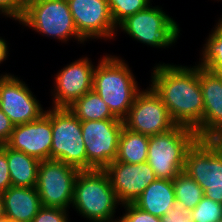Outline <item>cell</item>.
<instances>
[{"mask_svg":"<svg viewBox=\"0 0 222 222\" xmlns=\"http://www.w3.org/2000/svg\"><path fill=\"white\" fill-rule=\"evenodd\" d=\"M197 139L196 131L183 125L149 136L147 163L156 177L173 180L181 173L186 153Z\"/></svg>","mask_w":222,"mask_h":222,"instance_id":"obj_4","label":"cell"},{"mask_svg":"<svg viewBox=\"0 0 222 222\" xmlns=\"http://www.w3.org/2000/svg\"><path fill=\"white\" fill-rule=\"evenodd\" d=\"M3 216H5V208H4L2 193H0V218H2Z\"/></svg>","mask_w":222,"mask_h":222,"instance_id":"obj_35","label":"cell"},{"mask_svg":"<svg viewBox=\"0 0 222 222\" xmlns=\"http://www.w3.org/2000/svg\"><path fill=\"white\" fill-rule=\"evenodd\" d=\"M190 215L194 222H218L222 218V203L204 196Z\"/></svg>","mask_w":222,"mask_h":222,"instance_id":"obj_26","label":"cell"},{"mask_svg":"<svg viewBox=\"0 0 222 222\" xmlns=\"http://www.w3.org/2000/svg\"><path fill=\"white\" fill-rule=\"evenodd\" d=\"M125 213L119 218L122 222H161V218L143 211L134 203L122 204Z\"/></svg>","mask_w":222,"mask_h":222,"instance_id":"obj_27","label":"cell"},{"mask_svg":"<svg viewBox=\"0 0 222 222\" xmlns=\"http://www.w3.org/2000/svg\"><path fill=\"white\" fill-rule=\"evenodd\" d=\"M78 33L86 40L117 36L107 0H67Z\"/></svg>","mask_w":222,"mask_h":222,"instance_id":"obj_12","label":"cell"},{"mask_svg":"<svg viewBox=\"0 0 222 222\" xmlns=\"http://www.w3.org/2000/svg\"><path fill=\"white\" fill-rule=\"evenodd\" d=\"M12 186L6 152L0 147V193Z\"/></svg>","mask_w":222,"mask_h":222,"instance_id":"obj_30","label":"cell"},{"mask_svg":"<svg viewBox=\"0 0 222 222\" xmlns=\"http://www.w3.org/2000/svg\"><path fill=\"white\" fill-rule=\"evenodd\" d=\"M26 0H0V14L20 21L25 13Z\"/></svg>","mask_w":222,"mask_h":222,"instance_id":"obj_28","label":"cell"},{"mask_svg":"<svg viewBox=\"0 0 222 222\" xmlns=\"http://www.w3.org/2000/svg\"><path fill=\"white\" fill-rule=\"evenodd\" d=\"M204 196L216 202L222 203V182L212 183L209 185V188L204 191Z\"/></svg>","mask_w":222,"mask_h":222,"instance_id":"obj_33","label":"cell"},{"mask_svg":"<svg viewBox=\"0 0 222 222\" xmlns=\"http://www.w3.org/2000/svg\"><path fill=\"white\" fill-rule=\"evenodd\" d=\"M149 136L129 130L125 126L119 137L116 161L140 164L147 161Z\"/></svg>","mask_w":222,"mask_h":222,"instance_id":"obj_21","label":"cell"},{"mask_svg":"<svg viewBox=\"0 0 222 222\" xmlns=\"http://www.w3.org/2000/svg\"><path fill=\"white\" fill-rule=\"evenodd\" d=\"M0 222H10V219L7 216L0 218Z\"/></svg>","mask_w":222,"mask_h":222,"instance_id":"obj_36","label":"cell"},{"mask_svg":"<svg viewBox=\"0 0 222 222\" xmlns=\"http://www.w3.org/2000/svg\"><path fill=\"white\" fill-rule=\"evenodd\" d=\"M5 216L13 221L32 222L42 208L35 187L10 186L3 194Z\"/></svg>","mask_w":222,"mask_h":222,"instance_id":"obj_18","label":"cell"},{"mask_svg":"<svg viewBox=\"0 0 222 222\" xmlns=\"http://www.w3.org/2000/svg\"><path fill=\"white\" fill-rule=\"evenodd\" d=\"M6 152L12 186L36 187L40 160L21 151H16L6 144L0 145Z\"/></svg>","mask_w":222,"mask_h":222,"instance_id":"obj_20","label":"cell"},{"mask_svg":"<svg viewBox=\"0 0 222 222\" xmlns=\"http://www.w3.org/2000/svg\"><path fill=\"white\" fill-rule=\"evenodd\" d=\"M19 23L42 36L67 42L71 38L84 43L78 33L67 0H26V9Z\"/></svg>","mask_w":222,"mask_h":222,"instance_id":"obj_5","label":"cell"},{"mask_svg":"<svg viewBox=\"0 0 222 222\" xmlns=\"http://www.w3.org/2000/svg\"><path fill=\"white\" fill-rule=\"evenodd\" d=\"M203 95V139L216 140L222 134V74L199 66Z\"/></svg>","mask_w":222,"mask_h":222,"instance_id":"obj_17","label":"cell"},{"mask_svg":"<svg viewBox=\"0 0 222 222\" xmlns=\"http://www.w3.org/2000/svg\"><path fill=\"white\" fill-rule=\"evenodd\" d=\"M124 126L131 131L148 136L167 132L177 124L168 109L152 87L141 90L132 104Z\"/></svg>","mask_w":222,"mask_h":222,"instance_id":"obj_10","label":"cell"},{"mask_svg":"<svg viewBox=\"0 0 222 222\" xmlns=\"http://www.w3.org/2000/svg\"><path fill=\"white\" fill-rule=\"evenodd\" d=\"M67 209L42 207L32 222H69Z\"/></svg>","mask_w":222,"mask_h":222,"instance_id":"obj_29","label":"cell"},{"mask_svg":"<svg viewBox=\"0 0 222 222\" xmlns=\"http://www.w3.org/2000/svg\"><path fill=\"white\" fill-rule=\"evenodd\" d=\"M108 222H122L120 219L113 220V221H108Z\"/></svg>","mask_w":222,"mask_h":222,"instance_id":"obj_39","label":"cell"},{"mask_svg":"<svg viewBox=\"0 0 222 222\" xmlns=\"http://www.w3.org/2000/svg\"><path fill=\"white\" fill-rule=\"evenodd\" d=\"M113 22L118 26L128 16L146 9L151 0H107Z\"/></svg>","mask_w":222,"mask_h":222,"instance_id":"obj_25","label":"cell"},{"mask_svg":"<svg viewBox=\"0 0 222 222\" xmlns=\"http://www.w3.org/2000/svg\"><path fill=\"white\" fill-rule=\"evenodd\" d=\"M68 109L81 121L119 119L93 89L78 98Z\"/></svg>","mask_w":222,"mask_h":222,"instance_id":"obj_22","label":"cell"},{"mask_svg":"<svg viewBox=\"0 0 222 222\" xmlns=\"http://www.w3.org/2000/svg\"><path fill=\"white\" fill-rule=\"evenodd\" d=\"M4 38L0 37V64L8 57V43Z\"/></svg>","mask_w":222,"mask_h":222,"instance_id":"obj_34","label":"cell"},{"mask_svg":"<svg viewBox=\"0 0 222 222\" xmlns=\"http://www.w3.org/2000/svg\"><path fill=\"white\" fill-rule=\"evenodd\" d=\"M183 172L203 191L222 182V145L214 139H197L186 153Z\"/></svg>","mask_w":222,"mask_h":222,"instance_id":"obj_13","label":"cell"},{"mask_svg":"<svg viewBox=\"0 0 222 222\" xmlns=\"http://www.w3.org/2000/svg\"><path fill=\"white\" fill-rule=\"evenodd\" d=\"M151 73L154 91L165 104L172 120L196 131L203 139L204 102L200 88L199 66L157 64Z\"/></svg>","mask_w":222,"mask_h":222,"instance_id":"obj_1","label":"cell"},{"mask_svg":"<svg viewBox=\"0 0 222 222\" xmlns=\"http://www.w3.org/2000/svg\"><path fill=\"white\" fill-rule=\"evenodd\" d=\"M14 126L10 118L0 109V145L8 142Z\"/></svg>","mask_w":222,"mask_h":222,"instance_id":"obj_32","label":"cell"},{"mask_svg":"<svg viewBox=\"0 0 222 222\" xmlns=\"http://www.w3.org/2000/svg\"><path fill=\"white\" fill-rule=\"evenodd\" d=\"M118 201L108 176L103 170L80 171L74 183L72 207L91 222L116 220Z\"/></svg>","mask_w":222,"mask_h":222,"instance_id":"obj_3","label":"cell"},{"mask_svg":"<svg viewBox=\"0 0 222 222\" xmlns=\"http://www.w3.org/2000/svg\"><path fill=\"white\" fill-rule=\"evenodd\" d=\"M80 170L57 160L41 161L38 167L36 190L42 207L69 209L74 183Z\"/></svg>","mask_w":222,"mask_h":222,"instance_id":"obj_9","label":"cell"},{"mask_svg":"<svg viewBox=\"0 0 222 222\" xmlns=\"http://www.w3.org/2000/svg\"><path fill=\"white\" fill-rule=\"evenodd\" d=\"M216 140L222 145V134Z\"/></svg>","mask_w":222,"mask_h":222,"instance_id":"obj_38","label":"cell"},{"mask_svg":"<svg viewBox=\"0 0 222 222\" xmlns=\"http://www.w3.org/2000/svg\"><path fill=\"white\" fill-rule=\"evenodd\" d=\"M186 221H192L190 212L182 209L178 204H175L164 216L161 217V222Z\"/></svg>","mask_w":222,"mask_h":222,"instance_id":"obj_31","label":"cell"},{"mask_svg":"<svg viewBox=\"0 0 222 222\" xmlns=\"http://www.w3.org/2000/svg\"><path fill=\"white\" fill-rule=\"evenodd\" d=\"M92 89L121 120L127 117L141 91L125 60L114 55H105L99 60L94 70Z\"/></svg>","mask_w":222,"mask_h":222,"instance_id":"obj_2","label":"cell"},{"mask_svg":"<svg viewBox=\"0 0 222 222\" xmlns=\"http://www.w3.org/2000/svg\"><path fill=\"white\" fill-rule=\"evenodd\" d=\"M133 203L143 211L161 218L176 204L173 180L157 178Z\"/></svg>","mask_w":222,"mask_h":222,"instance_id":"obj_19","label":"cell"},{"mask_svg":"<svg viewBox=\"0 0 222 222\" xmlns=\"http://www.w3.org/2000/svg\"><path fill=\"white\" fill-rule=\"evenodd\" d=\"M52 146L50 160L64 162L87 170L86 147L82 138L81 120L68 108L51 109Z\"/></svg>","mask_w":222,"mask_h":222,"instance_id":"obj_6","label":"cell"},{"mask_svg":"<svg viewBox=\"0 0 222 222\" xmlns=\"http://www.w3.org/2000/svg\"><path fill=\"white\" fill-rule=\"evenodd\" d=\"M117 28L140 43L164 49L173 46L180 33L179 25L162 10V7L151 5L128 16Z\"/></svg>","mask_w":222,"mask_h":222,"instance_id":"obj_7","label":"cell"},{"mask_svg":"<svg viewBox=\"0 0 222 222\" xmlns=\"http://www.w3.org/2000/svg\"><path fill=\"white\" fill-rule=\"evenodd\" d=\"M173 186L176 204L189 212L204 197V191L199 184L183 171L173 179Z\"/></svg>","mask_w":222,"mask_h":222,"instance_id":"obj_23","label":"cell"},{"mask_svg":"<svg viewBox=\"0 0 222 222\" xmlns=\"http://www.w3.org/2000/svg\"><path fill=\"white\" fill-rule=\"evenodd\" d=\"M123 126L121 119L81 121L87 170H103L116 160Z\"/></svg>","mask_w":222,"mask_h":222,"instance_id":"obj_8","label":"cell"},{"mask_svg":"<svg viewBox=\"0 0 222 222\" xmlns=\"http://www.w3.org/2000/svg\"><path fill=\"white\" fill-rule=\"evenodd\" d=\"M0 109L14 125L33 122L45 110L24 81L12 74H0Z\"/></svg>","mask_w":222,"mask_h":222,"instance_id":"obj_11","label":"cell"},{"mask_svg":"<svg viewBox=\"0 0 222 222\" xmlns=\"http://www.w3.org/2000/svg\"><path fill=\"white\" fill-rule=\"evenodd\" d=\"M6 145L40 161L50 160L52 146L51 108L45 110V113L33 122L15 125Z\"/></svg>","mask_w":222,"mask_h":222,"instance_id":"obj_16","label":"cell"},{"mask_svg":"<svg viewBox=\"0 0 222 222\" xmlns=\"http://www.w3.org/2000/svg\"><path fill=\"white\" fill-rule=\"evenodd\" d=\"M103 171L108 176L121 205L133 203L144 189L157 179L147 161L140 164H126L115 160Z\"/></svg>","mask_w":222,"mask_h":222,"instance_id":"obj_15","label":"cell"},{"mask_svg":"<svg viewBox=\"0 0 222 222\" xmlns=\"http://www.w3.org/2000/svg\"><path fill=\"white\" fill-rule=\"evenodd\" d=\"M198 66L211 72L222 74V30L215 25L204 43Z\"/></svg>","mask_w":222,"mask_h":222,"instance_id":"obj_24","label":"cell"},{"mask_svg":"<svg viewBox=\"0 0 222 222\" xmlns=\"http://www.w3.org/2000/svg\"><path fill=\"white\" fill-rule=\"evenodd\" d=\"M95 67L88 57H83L61 69L54 78L52 106L68 108L91 91Z\"/></svg>","mask_w":222,"mask_h":222,"instance_id":"obj_14","label":"cell"},{"mask_svg":"<svg viewBox=\"0 0 222 222\" xmlns=\"http://www.w3.org/2000/svg\"><path fill=\"white\" fill-rule=\"evenodd\" d=\"M216 25L222 30V17L218 20Z\"/></svg>","mask_w":222,"mask_h":222,"instance_id":"obj_37","label":"cell"}]
</instances>
